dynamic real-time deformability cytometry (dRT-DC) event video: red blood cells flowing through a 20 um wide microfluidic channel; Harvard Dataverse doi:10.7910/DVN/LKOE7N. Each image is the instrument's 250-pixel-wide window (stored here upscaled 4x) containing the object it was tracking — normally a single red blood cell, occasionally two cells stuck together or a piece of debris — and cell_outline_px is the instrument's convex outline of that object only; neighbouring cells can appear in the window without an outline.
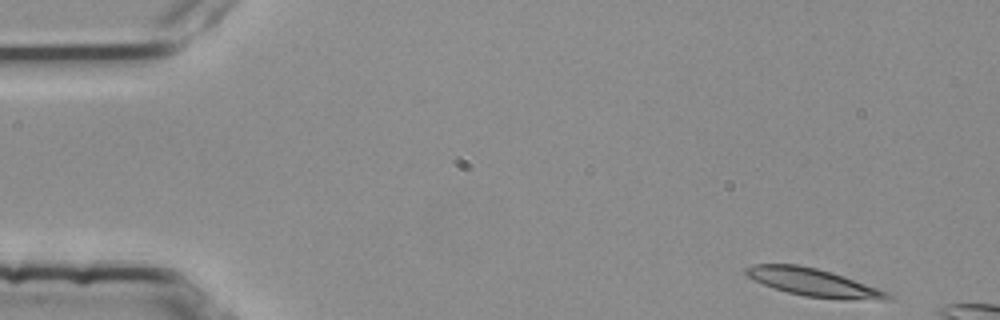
{"species": "common noctule bat (a hibernating species)", "species_latin": "Nyctalus noctula", "temperature_condition": "room temperature", "stored_images_in_passage": 9, "camera_frame_rate_fps": 3000, "um_per_image_px": 0.085, "animal": {"sex": "female", "body_mass_g": 25.1}, "frame": {"image": 1, "passage_image": 1, "time_ms": 0.0, "image_size_px": [1000, 320], "cell_outline_px": [[892, 296], [888, 300], [844, 300], [804, 296], [772, 288], [748, 276], [744, 272], [744, 268], [752, 264], [796, 264], [816, 268], [832, 272], [844, 276], [888, 292]], "centroid_in_image_um": [69.15, 24.01], "position_along_channel_um": 15.8, "area_um2": 22.95}}